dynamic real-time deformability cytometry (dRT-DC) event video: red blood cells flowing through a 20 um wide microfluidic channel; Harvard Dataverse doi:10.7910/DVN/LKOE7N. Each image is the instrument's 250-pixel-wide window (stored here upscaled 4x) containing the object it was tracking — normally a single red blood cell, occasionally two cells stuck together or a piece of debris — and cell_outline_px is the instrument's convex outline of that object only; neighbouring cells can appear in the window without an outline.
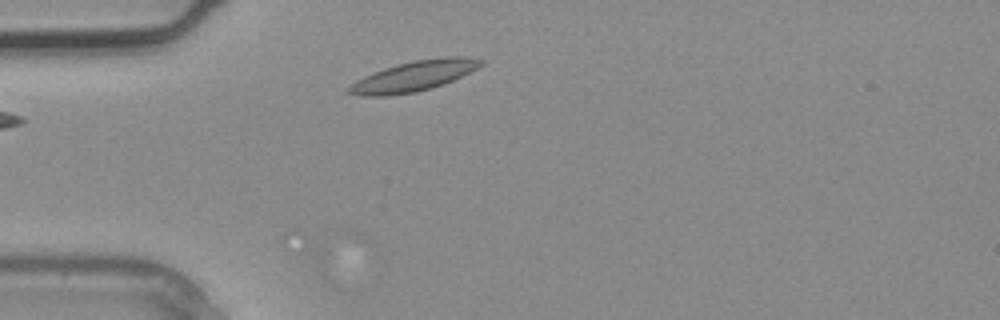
{"species": "common noctule bat (a hibernating species)", "species_latin": "Nyctalus noctula", "temperature_condition": "warm", "stored_images_in_passage": 2, "camera_frame_rate_fps": 3000, "um_per_image_px": 0.085, "animal": {"sex": "male", "body_mass_g": 20.4}, "frame": {"image": 1, "passage_image": 2, "time_ms": 0.333, "image_size_px": [1000, 320], "cell_outline_px": [[484, 64], [444, 84], [416, 92], [388, 96], [360, 96], [344, 92], [356, 80], [364, 76], [384, 68], [396, 64], [412, 60], [444, 56], [460, 56], [484, 60]], "centroid_in_image_um": [35.14, 6.47], "position_along_channel_um": 49.9, "area_um2": 23.29}}